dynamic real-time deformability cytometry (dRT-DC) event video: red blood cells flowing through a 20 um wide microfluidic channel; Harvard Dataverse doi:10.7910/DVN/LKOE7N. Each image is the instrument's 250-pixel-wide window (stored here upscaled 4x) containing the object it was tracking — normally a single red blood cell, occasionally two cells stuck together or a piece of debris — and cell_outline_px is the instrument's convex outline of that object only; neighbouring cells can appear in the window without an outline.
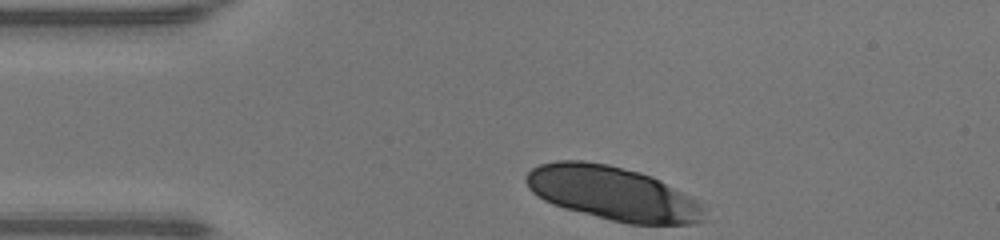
{"species": "human", "species_latin": "Homo sapiens", "temperature_condition": "warm", "stored_images_in_passage": 30, "camera_frame_rate_fps": 3000, "um_per_image_px": 0.085, "donor": {"sex": "male"}, "frame": {"image": 1, "passage_image": 1, "time_ms": 0.0, "image_size_px": [1000, 240], "cell_outline_px": [[704, 220], [696, 224], [628, 224], [564, 208], [552, 204], [544, 200], [532, 192], [528, 188], [524, 180], [524, 176], [532, 168], [540, 164], [556, 160], [584, 160], [608, 164], [640, 172], [652, 176], [660, 180], [696, 200], [700, 204]], "centroid_in_image_um": [52.02, 16.42], "position_along_channel_um": 33.0, "area_um2": 55.78}}